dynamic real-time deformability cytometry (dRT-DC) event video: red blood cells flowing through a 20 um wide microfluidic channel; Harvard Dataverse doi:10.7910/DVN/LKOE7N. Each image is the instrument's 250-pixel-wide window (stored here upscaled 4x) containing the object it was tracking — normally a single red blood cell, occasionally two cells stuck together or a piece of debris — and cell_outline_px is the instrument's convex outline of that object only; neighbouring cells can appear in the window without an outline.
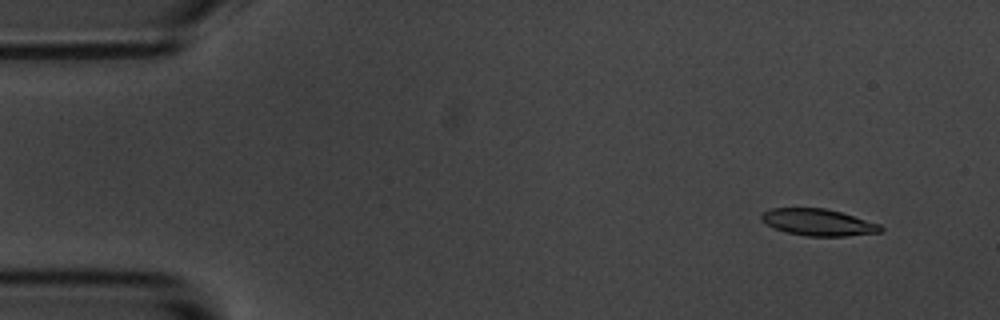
{"species": "common noctule bat (a hibernating species)", "species_latin": "Nyctalus noctula", "temperature_condition": "room temperature", "stored_images_in_passage": 4, "camera_frame_rate_fps": 3000, "um_per_image_px": 0.085, "animal": {"sex": "male", "body_mass_g": 20.1, "forearm_length_mm": 53.5}, "frame": {"image": 1, "passage_image": 1, "time_ms": 0.0, "image_size_px": [1000, 320], "cell_outline_px": [[884, 228], [880, 232], [844, 236], [808, 236], [788, 232], [776, 228], [760, 220], [760, 216], [764, 212], [772, 208], [824, 208], [840, 212], [880, 224]], "centroid_in_image_um": [69.55, 18.89], "position_along_channel_um": 15.4, "area_um2": 18.26}}
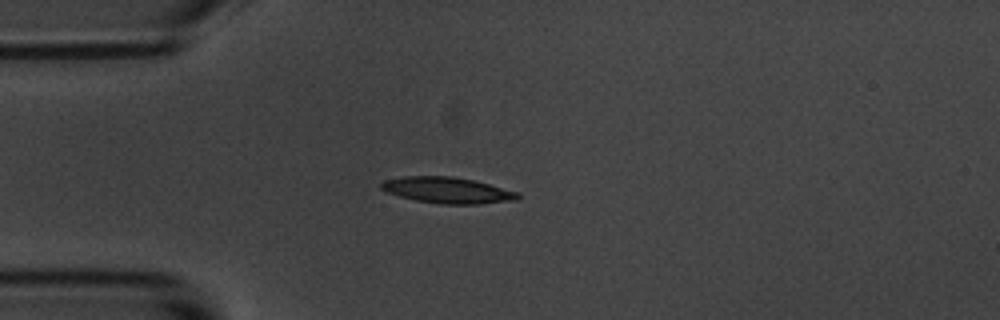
{"frame": {"image": 2, "passage_image": 4, "time_ms": 3.333, "image_size_px": [1000, 320], "cell_outline_px": [[520, 196], [516, 200], [476, 204], [440, 204], [416, 200], [400, 196], [388, 192], [380, 188], [380, 184], [384, 180], [404, 176], [452, 176], [472, 180], [520, 192]], "centroid_in_image_um": [38.03, 16.17], "position_along_channel_um": 47.0, "area_um2": 20.63}}